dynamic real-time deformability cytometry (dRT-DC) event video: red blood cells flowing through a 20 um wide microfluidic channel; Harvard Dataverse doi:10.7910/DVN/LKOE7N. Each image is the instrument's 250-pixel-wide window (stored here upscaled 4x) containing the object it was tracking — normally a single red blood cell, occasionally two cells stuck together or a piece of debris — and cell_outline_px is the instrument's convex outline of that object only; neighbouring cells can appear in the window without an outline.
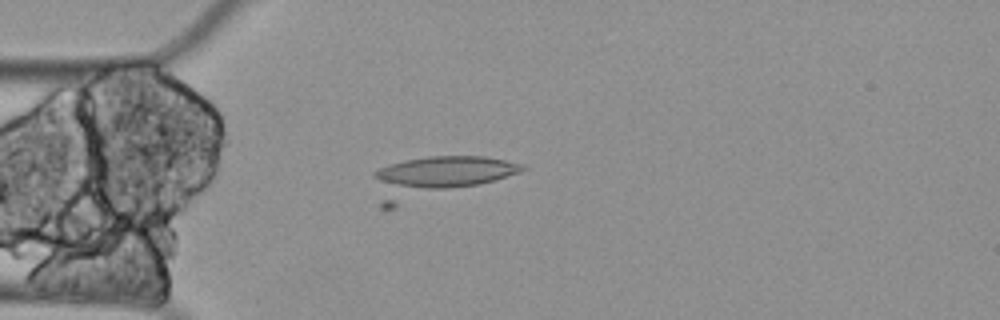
{"species": "Egyptian fruit bat (a non-hibernating species)", "species_latin": "Rousettus aegyptiacus", "temperature_condition": "cold", "stored_images_in_passage": 22, "camera_frame_rate_fps": 3000, "um_per_image_px": 0.085, "animal": {"sex": "female"}, "frame": {"image": 1, "passage_image": 19, "time_ms": 6.0, "image_size_px": [1000, 320], "cell_outline_px": [[528, 168], [520, 172], [480, 184], [396, 208], [380, 208], [372, 176], [372, 172], [380, 168], [392, 164], [408, 160], [428, 156], [484, 156], [524, 164]], "centroid_in_image_um": [37.09, 15.07], "position_along_channel_um": 47.9, "area_um2": 35.43}}